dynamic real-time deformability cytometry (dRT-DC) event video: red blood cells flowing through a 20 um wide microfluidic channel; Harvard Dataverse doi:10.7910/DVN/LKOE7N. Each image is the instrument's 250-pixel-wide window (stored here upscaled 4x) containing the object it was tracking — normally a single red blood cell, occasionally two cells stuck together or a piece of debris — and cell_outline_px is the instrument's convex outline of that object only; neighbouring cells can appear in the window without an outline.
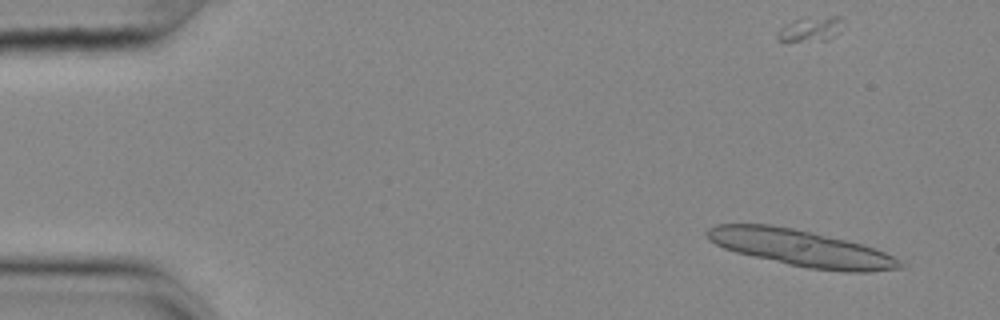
{"species": "common noctule bat (a hibernating species)", "species_latin": "Nyctalus noctula", "temperature_condition": "cold", "stored_images_in_passage": 55, "camera_frame_rate_fps": 3000, "um_per_image_px": 0.085, "animal": {"sex": "female", "body_mass_g": 25.1}, "frame": {"image": 1, "passage_image": 4, "time_ms": 1.0, "image_size_px": [1000, 320], "cell_outline_px": [[904, 268], [868, 272], [844, 272], [808, 268], [788, 264], [736, 252], [724, 248], [708, 240], [704, 232], [708, 228], [716, 224], [772, 224], [812, 232], [876, 248], [900, 260], [904, 264]], "centroid_in_image_um": [68.07, 21.09], "position_along_channel_um": 16.9, "area_um2": 40.86}}
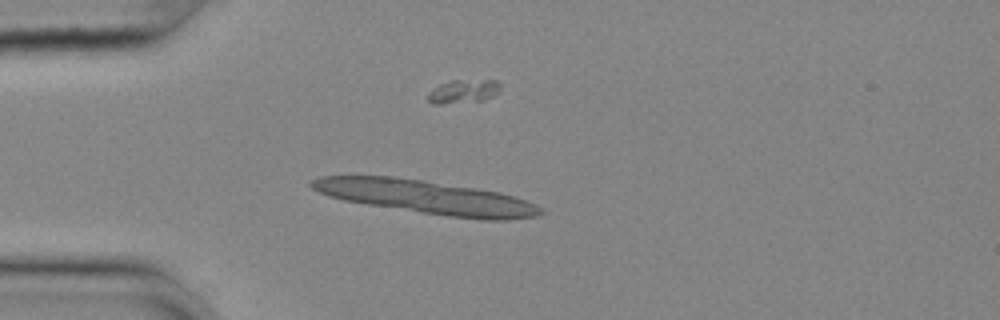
{"frame": {"image": 2, "passage_image": 14, "time_ms": 4.333, "image_size_px": [1000, 320], "cell_outline_px": [[544, 212], [536, 216], [504, 220], [480, 220], [448, 216], [368, 204], [344, 200], [328, 196], [312, 188], [308, 184], [312, 180], [320, 176], [396, 176], [476, 188], [516, 196], [536, 204], [544, 208]], "centroid_in_image_um": [36.27, 16.75], "position_along_channel_um": 48.7, "area_um2": 44.51}, "authors_computed_cell_mechanics": {"area_um2": 20.1722, "velocity_mm_per_s": 3.6266, "shape_relaxation_time_tau1_ms": 5.858, "shape_relaxation_time_tau2_ms": 4.9337, "deformation_change_tau1": 0.1326, "deformation_change_tau2": 0.1377}}